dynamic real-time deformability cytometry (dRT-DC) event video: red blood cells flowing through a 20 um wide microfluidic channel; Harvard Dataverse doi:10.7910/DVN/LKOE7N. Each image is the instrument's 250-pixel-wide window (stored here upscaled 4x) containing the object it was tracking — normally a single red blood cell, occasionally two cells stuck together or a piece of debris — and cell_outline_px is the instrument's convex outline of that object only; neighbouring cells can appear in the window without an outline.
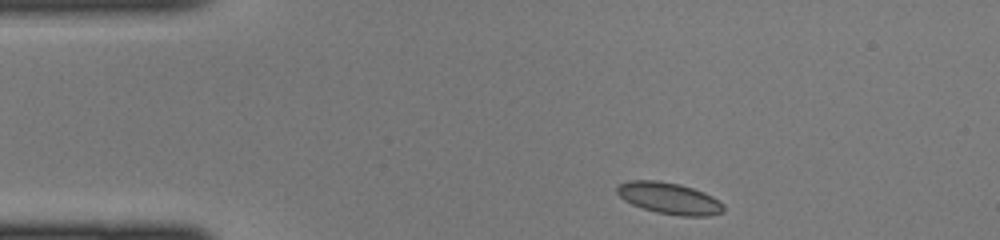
{"species": "common noctule bat (a hibernating species)", "species_latin": "Nyctalus noctula", "temperature_condition": "cold", "stored_images_in_passage": 38, "camera_frame_rate_fps": 3000, "um_per_image_px": 0.085, "animal": {"sex": "female", "body_mass_g": 22.0, "forearm_length_mm": 56.7}, "frame": {"image": 1, "passage_image": 1, "time_ms": 0.0, "image_size_px": [1000, 240], "cell_outline_px": [[724, 212], [708, 216], [680, 216], [656, 212], [632, 204], [624, 200], [616, 192], [616, 188], [620, 184], [628, 180], [656, 180], [680, 184], [704, 192], [712, 196], [724, 204]], "centroid_in_image_um": [56.9, 16.85], "position_along_channel_um": 28.1, "area_um2": 19.59}}
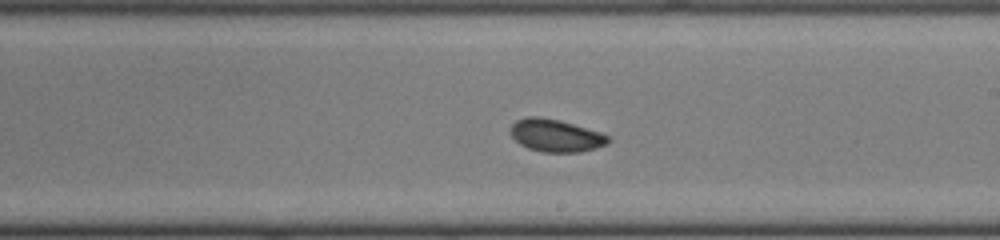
{"frame": {"image": 2, "passage_image": 19, "time_ms": 6.0, "image_size_px": [1000, 240], "cell_outline_px": [[612, 140], [608, 144], [596, 148], [580, 152], [540, 152], [528, 148], [520, 144], [508, 132], [512, 124], [516, 120], [528, 116], [540, 116], [560, 120], [600, 132], [608, 136]], "centroid_in_image_um": [47.23, 11.52], "position_along_channel_um": 241.8, "area_um2": 18.73}}
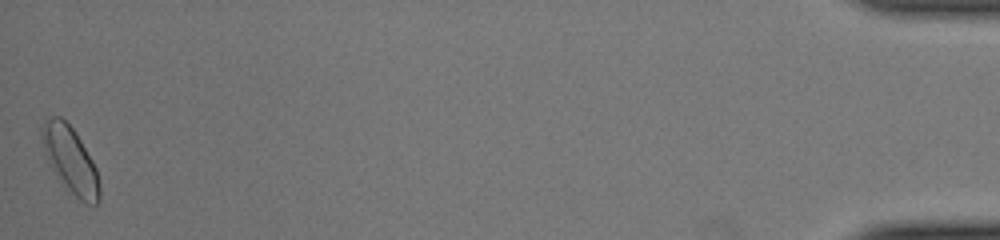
{"frame": {"image": 3, "passage_image": 38, "time_ms": 12.333, "image_size_px": [1000, 240], "cell_outline_px": [[100, 200], [96, 204], [88, 204], [80, 200], [72, 192], [48, 156], [44, 140], [44, 120], [52, 116], [60, 116], [72, 128], [80, 140], [92, 160], [96, 168], [100, 188]], "centroid_in_image_um": [6.09, 13.59], "position_along_channel_um": 429.1, "area_um2": 20.35}}